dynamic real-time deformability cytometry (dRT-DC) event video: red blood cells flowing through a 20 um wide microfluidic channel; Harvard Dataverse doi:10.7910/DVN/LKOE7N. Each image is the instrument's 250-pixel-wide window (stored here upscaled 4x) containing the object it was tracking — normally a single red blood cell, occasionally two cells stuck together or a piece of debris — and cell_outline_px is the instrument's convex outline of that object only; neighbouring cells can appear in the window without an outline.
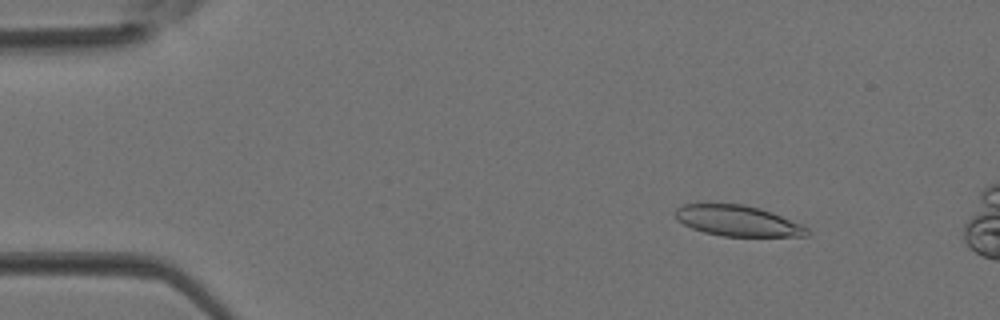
{"species": "Egyptian fruit bat (a non-hibernating species)", "species_latin": "Rousettus aegyptiacus", "temperature_condition": "room temperature", "stored_images_in_passage": 4, "camera_frame_rate_fps": 3000, "um_per_image_px": 0.085, "animal": {"sex": "female"}, "frame": {"image": 1, "passage_image": 2, "time_ms": 0.333, "image_size_px": [1000, 320], "cell_outline_px": [[808, 236], [720, 236], [704, 232], [692, 228], [676, 220], [676, 208], [684, 204], [744, 204], [760, 208], [772, 212], [800, 224], [808, 228]], "centroid_in_image_um": [62.69, 18.77], "position_along_channel_um": 22.3, "area_um2": 23.41}}